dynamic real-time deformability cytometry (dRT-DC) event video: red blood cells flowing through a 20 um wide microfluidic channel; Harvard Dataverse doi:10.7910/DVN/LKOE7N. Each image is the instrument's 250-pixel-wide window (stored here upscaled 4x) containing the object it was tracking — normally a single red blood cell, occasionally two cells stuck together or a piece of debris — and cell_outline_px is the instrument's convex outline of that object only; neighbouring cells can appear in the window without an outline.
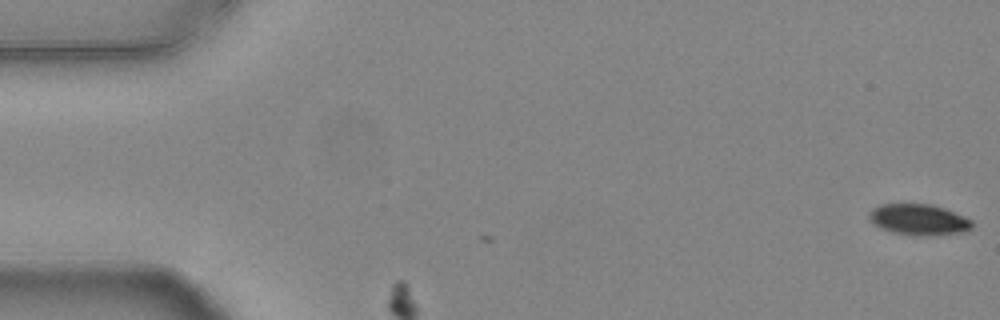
{"species": "common noctule bat (a hibernating species)", "species_latin": "Nyctalus noctula", "temperature_condition": "warm", "stored_images_in_passage": 2, "camera_frame_rate_fps": 3000, "um_per_image_px": 0.085, "animal": {"sex": "female", "body_mass_g": 24.6, "forearm_length_mm": 56.2}, "frame": {"image": 1, "passage_image": 2, "time_ms": 0.333, "image_size_px": [1000, 320], "cell_outline_px": [[972, 228], [968, 232], [936, 236], [912, 236], [892, 232], [880, 228], [872, 224], [868, 220], [868, 212], [872, 208], [880, 204], [932, 204], [944, 208], [964, 216], [972, 220]], "centroid_in_image_um": [78.09, 18.69], "position_along_channel_um": 6.9, "area_um2": 19.19}}